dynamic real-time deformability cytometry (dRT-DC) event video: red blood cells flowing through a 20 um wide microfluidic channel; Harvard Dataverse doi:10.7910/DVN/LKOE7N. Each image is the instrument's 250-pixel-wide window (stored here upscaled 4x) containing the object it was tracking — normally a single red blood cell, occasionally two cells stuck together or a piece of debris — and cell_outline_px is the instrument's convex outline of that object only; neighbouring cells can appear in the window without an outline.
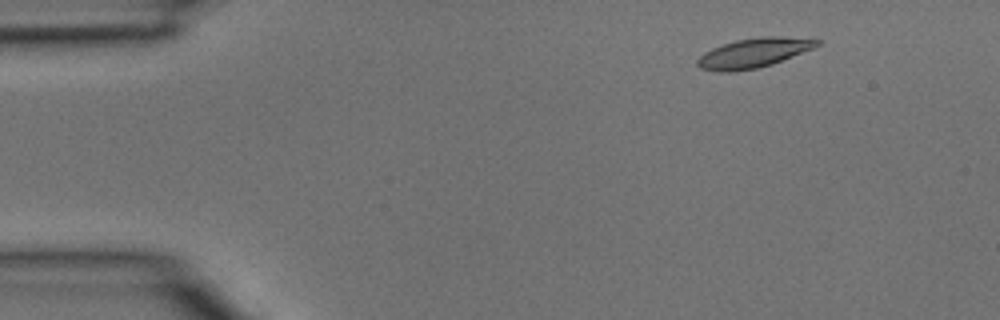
{"species": "common noctule bat (a hibernating species)", "species_latin": "Nyctalus noctula", "temperature_condition": "room temperature", "stored_images_in_passage": 5, "camera_frame_rate_fps": 3000, "um_per_image_px": 0.085, "animal": {"sex": "male", "body_mass_g": 15.6}, "frame": {"image": 1, "passage_image": 2, "time_ms": 0.333, "image_size_px": [1000, 320], "cell_outline_px": [[820, 44], [812, 48], [772, 64], [756, 68], [732, 72], [716, 72], [700, 68], [696, 64], [696, 60], [704, 52], [712, 48], [736, 40], [760, 36], [780, 36], [820, 40]], "centroid_in_image_um": [64.0, 4.5], "position_along_channel_um": 21.0, "area_um2": 20.4}}
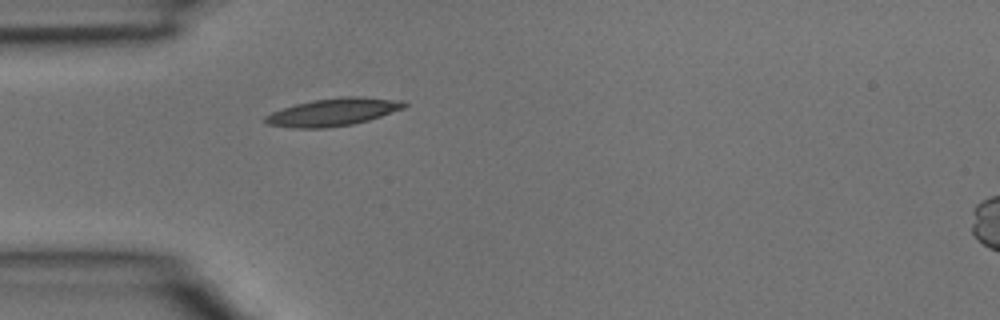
{"frame": {"image": 2, "passage_image": 4, "time_ms": 1.0, "image_size_px": [1000, 320], "cell_outline_px": [[408, 104], [404, 108], [368, 120], [352, 124], [328, 128], [292, 128], [268, 124], [264, 120], [264, 116], [272, 112], [296, 104], [312, 100], [340, 96], [364, 96], [404, 100]], "centroid_in_image_um": [28.35, 9.51], "position_along_channel_um": 56.7, "area_um2": 22.48}}